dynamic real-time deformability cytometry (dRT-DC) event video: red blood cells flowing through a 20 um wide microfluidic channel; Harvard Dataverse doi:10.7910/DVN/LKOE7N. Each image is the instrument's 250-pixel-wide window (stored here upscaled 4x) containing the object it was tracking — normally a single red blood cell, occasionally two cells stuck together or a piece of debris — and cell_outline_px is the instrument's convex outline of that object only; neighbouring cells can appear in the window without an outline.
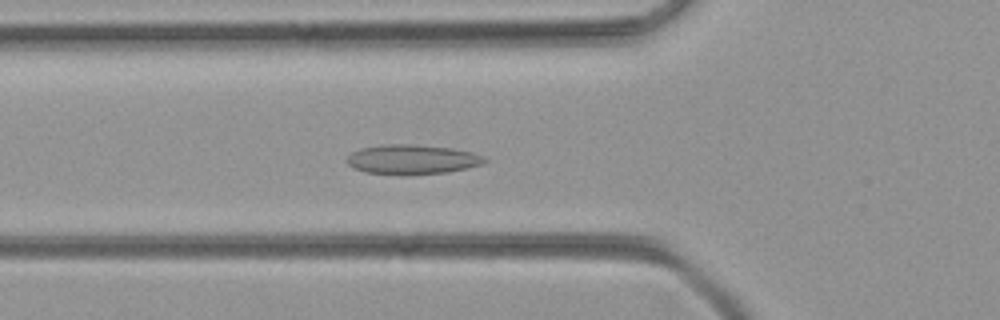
{"species": "common noctule bat (a hibernating species)", "species_latin": "Nyctalus noctula", "temperature_condition": "room temperature", "stored_images_in_passage": 43, "camera_frame_rate_fps": 3000, "um_per_image_px": 0.085, "animal": {"sex": "female", "body_mass_g": 21.9}, "frame": {"image": 1, "passage_image": 10, "time_ms": 3.0, "image_size_px": [1000, 320], "cell_outline_px": [[488, 160], [480, 164], [468, 168], [448, 172], [364, 172], [348, 164], [348, 156], [352, 152], [360, 148], [380, 144], [416, 144], [452, 148], [472, 152], [484, 156]], "centroid_in_image_um": [35.07, 13.49], "position_along_channel_um": 90.7, "area_um2": 22.89}}
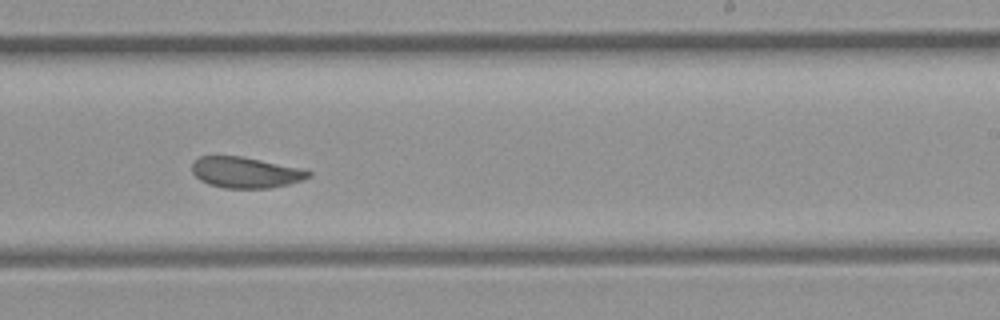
{"frame": {"image": 2, "passage_image": 23, "time_ms": 7.333, "image_size_px": [1000, 320], "cell_outline_px": [[312, 176], [288, 184], [268, 188], [224, 188], [208, 184], [200, 180], [192, 172], [192, 160], [200, 156], [240, 156], [304, 168], [312, 172]], "centroid_in_image_um": [20.87, 14.65], "position_along_channel_um": 268.1, "area_um2": 21.1}}
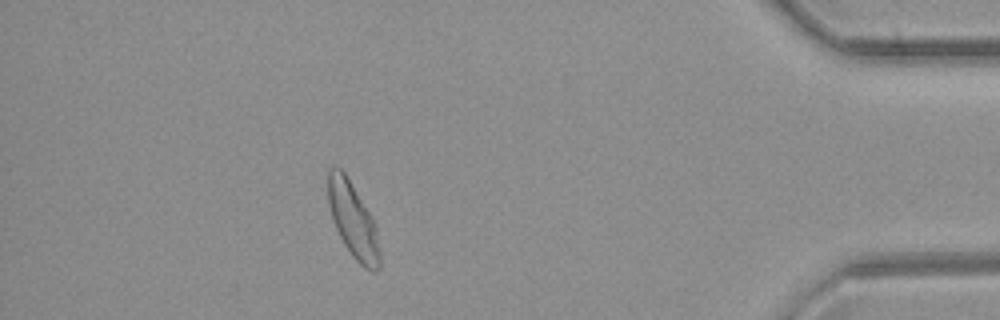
{"frame": {"image": 3, "passage_image": 37, "time_ms": 12.0, "image_size_px": [1000, 320], "cell_outline_px": [[380, 268], [376, 272], [372, 272], [364, 268], [352, 256], [344, 244], [332, 220], [328, 204], [328, 168], [332, 164], [340, 168], [344, 172], [372, 216], [376, 224], [380, 252]], "centroid_in_image_um": [30.01, 18.73], "position_along_channel_um": 405.2, "area_um2": 22.89}}